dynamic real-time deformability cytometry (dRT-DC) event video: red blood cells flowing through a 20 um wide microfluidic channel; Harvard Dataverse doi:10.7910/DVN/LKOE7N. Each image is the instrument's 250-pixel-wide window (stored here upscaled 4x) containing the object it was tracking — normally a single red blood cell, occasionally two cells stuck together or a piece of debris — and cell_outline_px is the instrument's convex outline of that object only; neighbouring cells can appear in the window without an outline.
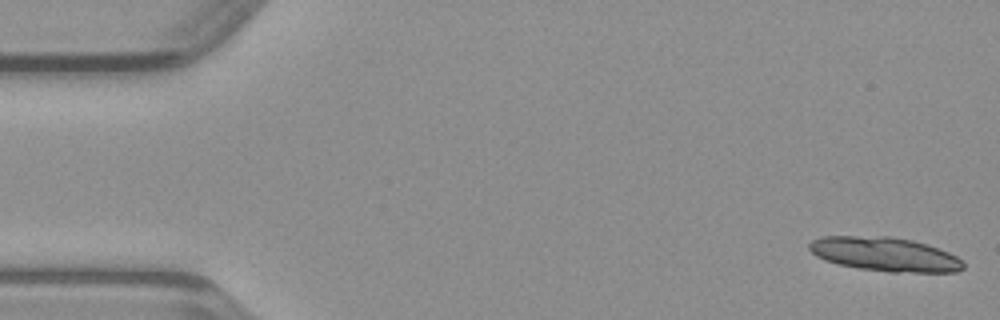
{"species": "common noctule bat (a hibernating species)", "species_latin": "Nyctalus noctula", "temperature_condition": "warm", "stored_images_in_passage": 47, "camera_frame_rate_fps": 3000, "um_per_image_px": 0.085, "animal": {"sex": "male", "body_mass_g": 23.1, "forearm_length_mm": 52.7}, "frame": {"image": 1, "passage_image": 1, "time_ms": 0.0, "image_size_px": [1000, 320], "cell_outline_px": [[964, 268], [956, 272], [888, 272], [860, 268], [840, 264], [824, 260], [816, 256], [808, 248], [808, 244], [812, 240], [820, 236], [888, 236], [912, 240], [928, 244], [948, 252], [964, 260]], "centroid_in_image_um": [75.22, 21.6], "position_along_channel_um": 9.8, "area_um2": 30.69}}
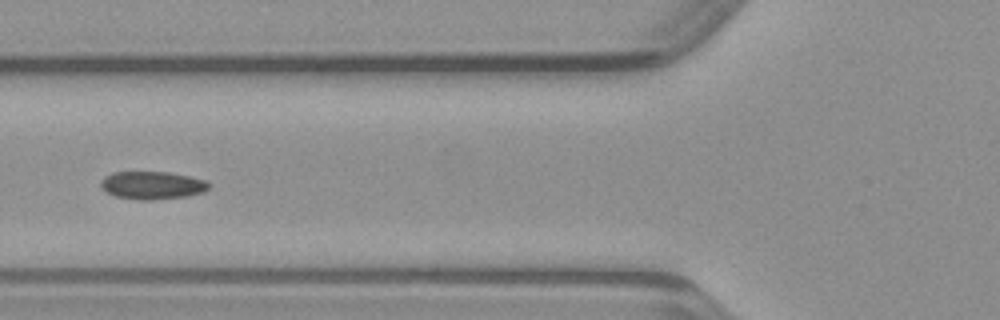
{"frame": {"image": 2, "passage_image": 18, "time_ms": 5.667, "image_size_px": [1000, 320], "cell_outline_px": [[212, 184], [204, 192], [188, 196], [152, 200], [140, 200], [116, 196], [108, 192], [100, 184], [100, 180], [104, 176], [112, 172], [168, 172], [188, 176], [204, 180]], "centroid_in_image_um": [12.95, 15.75], "position_along_channel_um": 112.8, "area_um2": 17.51}}
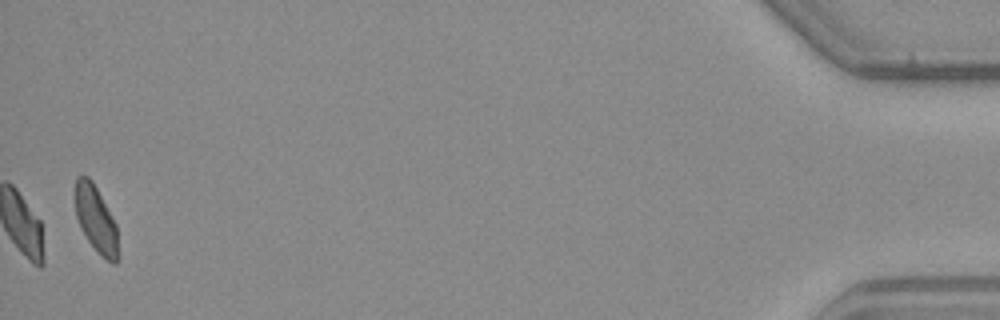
{"frame": {"image": 3, "passage_image": 47, "time_ms": 15.333, "image_size_px": [1000, 320], "cell_outline_px": [[116, 264], [112, 264], [88, 240], [80, 228], [76, 216], [72, 196], [72, 192], [76, 176], [88, 176], [92, 180], [116, 224]], "centroid_in_image_um": [8.05, 18.49], "position_along_channel_um": 427.2, "area_um2": 16.47}}